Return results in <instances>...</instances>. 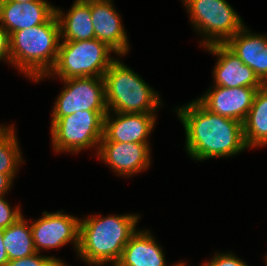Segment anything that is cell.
<instances>
[{"label":"cell","mask_w":267,"mask_h":266,"mask_svg":"<svg viewBox=\"0 0 267 266\" xmlns=\"http://www.w3.org/2000/svg\"><path fill=\"white\" fill-rule=\"evenodd\" d=\"M185 131L186 153L196 161L229 158L247 146L243 123L207 110L197 99L175 109Z\"/></svg>","instance_id":"6da1fadb"},{"label":"cell","mask_w":267,"mask_h":266,"mask_svg":"<svg viewBox=\"0 0 267 266\" xmlns=\"http://www.w3.org/2000/svg\"><path fill=\"white\" fill-rule=\"evenodd\" d=\"M139 214L89 215L80 218L77 257L87 265L115 266L138 230Z\"/></svg>","instance_id":"7a4b0ae2"},{"label":"cell","mask_w":267,"mask_h":266,"mask_svg":"<svg viewBox=\"0 0 267 266\" xmlns=\"http://www.w3.org/2000/svg\"><path fill=\"white\" fill-rule=\"evenodd\" d=\"M7 64L34 82L54 67L61 42L54 13L45 23L13 32L9 37Z\"/></svg>","instance_id":"3957f363"},{"label":"cell","mask_w":267,"mask_h":266,"mask_svg":"<svg viewBox=\"0 0 267 266\" xmlns=\"http://www.w3.org/2000/svg\"><path fill=\"white\" fill-rule=\"evenodd\" d=\"M103 79L108 112L157 113L163 105L160 94L119 59L110 65Z\"/></svg>","instance_id":"277c9868"},{"label":"cell","mask_w":267,"mask_h":266,"mask_svg":"<svg viewBox=\"0 0 267 266\" xmlns=\"http://www.w3.org/2000/svg\"><path fill=\"white\" fill-rule=\"evenodd\" d=\"M115 51L98 39L69 41L61 40L56 63L48 75L37 79L59 78L60 80L80 77H103L117 59Z\"/></svg>","instance_id":"5b68a950"},{"label":"cell","mask_w":267,"mask_h":266,"mask_svg":"<svg viewBox=\"0 0 267 266\" xmlns=\"http://www.w3.org/2000/svg\"><path fill=\"white\" fill-rule=\"evenodd\" d=\"M190 23L201 34L200 45L225 44L245 25L227 0H182ZM202 42V43H201Z\"/></svg>","instance_id":"8992f818"},{"label":"cell","mask_w":267,"mask_h":266,"mask_svg":"<svg viewBox=\"0 0 267 266\" xmlns=\"http://www.w3.org/2000/svg\"><path fill=\"white\" fill-rule=\"evenodd\" d=\"M107 112L78 111L62 118H51V145L55 153L78 154L96 148L97 154Z\"/></svg>","instance_id":"52a82bcc"},{"label":"cell","mask_w":267,"mask_h":266,"mask_svg":"<svg viewBox=\"0 0 267 266\" xmlns=\"http://www.w3.org/2000/svg\"><path fill=\"white\" fill-rule=\"evenodd\" d=\"M51 118H62L78 111H108L103 77H80L61 80Z\"/></svg>","instance_id":"ba28073f"},{"label":"cell","mask_w":267,"mask_h":266,"mask_svg":"<svg viewBox=\"0 0 267 266\" xmlns=\"http://www.w3.org/2000/svg\"><path fill=\"white\" fill-rule=\"evenodd\" d=\"M62 211H44L38 220H31L33 222L30 227L36 252L41 253L43 249H58L72 243L77 253L80 218Z\"/></svg>","instance_id":"9c48e42d"},{"label":"cell","mask_w":267,"mask_h":266,"mask_svg":"<svg viewBox=\"0 0 267 266\" xmlns=\"http://www.w3.org/2000/svg\"><path fill=\"white\" fill-rule=\"evenodd\" d=\"M150 150V143L100 141L96 155L116 175L129 178L149 168L152 162Z\"/></svg>","instance_id":"30bf717a"},{"label":"cell","mask_w":267,"mask_h":266,"mask_svg":"<svg viewBox=\"0 0 267 266\" xmlns=\"http://www.w3.org/2000/svg\"><path fill=\"white\" fill-rule=\"evenodd\" d=\"M156 119V113L107 112L101 141L150 143L148 137L156 127Z\"/></svg>","instance_id":"8fae6325"},{"label":"cell","mask_w":267,"mask_h":266,"mask_svg":"<svg viewBox=\"0 0 267 266\" xmlns=\"http://www.w3.org/2000/svg\"><path fill=\"white\" fill-rule=\"evenodd\" d=\"M205 50L217 56L212 71L213 86L261 88L265 85L225 44L209 45Z\"/></svg>","instance_id":"7c38bea8"},{"label":"cell","mask_w":267,"mask_h":266,"mask_svg":"<svg viewBox=\"0 0 267 266\" xmlns=\"http://www.w3.org/2000/svg\"><path fill=\"white\" fill-rule=\"evenodd\" d=\"M260 88L212 86L198 101L210 112L243 123Z\"/></svg>","instance_id":"4fadbf2b"},{"label":"cell","mask_w":267,"mask_h":266,"mask_svg":"<svg viewBox=\"0 0 267 266\" xmlns=\"http://www.w3.org/2000/svg\"><path fill=\"white\" fill-rule=\"evenodd\" d=\"M113 0H90V14L95 38L112 48L117 56H125L130 51L128 35L122 17L112 3Z\"/></svg>","instance_id":"5bb4252c"},{"label":"cell","mask_w":267,"mask_h":266,"mask_svg":"<svg viewBox=\"0 0 267 266\" xmlns=\"http://www.w3.org/2000/svg\"><path fill=\"white\" fill-rule=\"evenodd\" d=\"M55 7L47 0H35L27 3L1 0L0 26L9 37L18 30L45 23L55 13Z\"/></svg>","instance_id":"9a60e30c"},{"label":"cell","mask_w":267,"mask_h":266,"mask_svg":"<svg viewBox=\"0 0 267 266\" xmlns=\"http://www.w3.org/2000/svg\"><path fill=\"white\" fill-rule=\"evenodd\" d=\"M179 261L167 265L163 247L152 236L150 230H137L125 245L115 266H181Z\"/></svg>","instance_id":"2e32d148"},{"label":"cell","mask_w":267,"mask_h":266,"mask_svg":"<svg viewBox=\"0 0 267 266\" xmlns=\"http://www.w3.org/2000/svg\"><path fill=\"white\" fill-rule=\"evenodd\" d=\"M62 40L82 41L95 39L90 0H75L67 13L55 7Z\"/></svg>","instance_id":"e0dca14e"},{"label":"cell","mask_w":267,"mask_h":266,"mask_svg":"<svg viewBox=\"0 0 267 266\" xmlns=\"http://www.w3.org/2000/svg\"><path fill=\"white\" fill-rule=\"evenodd\" d=\"M243 136L248 149L267 146V85L256 92L243 122Z\"/></svg>","instance_id":"ac0fdd59"},{"label":"cell","mask_w":267,"mask_h":266,"mask_svg":"<svg viewBox=\"0 0 267 266\" xmlns=\"http://www.w3.org/2000/svg\"><path fill=\"white\" fill-rule=\"evenodd\" d=\"M24 216L3 231V242L9 261L36 253L30 224Z\"/></svg>","instance_id":"d6986e66"},{"label":"cell","mask_w":267,"mask_h":266,"mask_svg":"<svg viewBox=\"0 0 267 266\" xmlns=\"http://www.w3.org/2000/svg\"><path fill=\"white\" fill-rule=\"evenodd\" d=\"M225 45L255 72V57L267 45V34L253 33L244 26Z\"/></svg>","instance_id":"ffe728a7"},{"label":"cell","mask_w":267,"mask_h":266,"mask_svg":"<svg viewBox=\"0 0 267 266\" xmlns=\"http://www.w3.org/2000/svg\"><path fill=\"white\" fill-rule=\"evenodd\" d=\"M14 125L0 137V173L9 175L13 180L24 163Z\"/></svg>","instance_id":"44dd1931"},{"label":"cell","mask_w":267,"mask_h":266,"mask_svg":"<svg viewBox=\"0 0 267 266\" xmlns=\"http://www.w3.org/2000/svg\"><path fill=\"white\" fill-rule=\"evenodd\" d=\"M5 196H0V228H7L14 224L23 216L21 207L10 206V203L5 199Z\"/></svg>","instance_id":"7402d4cb"},{"label":"cell","mask_w":267,"mask_h":266,"mask_svg":"<svg viewBox=\"0 0 267 266\" xmlns=\"http://www.w3.org/2000/svg\"><path fill=\"white\" fill-rule=\"evenodd\" d=\"M199 266H249L245 261L234 255L232 252H215L209 261H204Z\"/></svg>","instance_id":"603a6c76"},{"label":"cell","mask_w":267,"mask_h":266,"mask_svg":"<svg viewBox=\"0 0 267 266\" xmlns=\"http://www.w3.org/2000/svg\"><path fill=\"white\" fill-rule=\"evenodd\" d=\"M50 257L36 252L28 257L9 261L5 266H43Z\"/></svg>","instance_id":"cb8c5ba5"},{"label":"cell","mask_w":267,"mask_h":266,"mask_svg":"<svg viewBox=\"0 0 267 266\" xmlns=\"http://www.w3.org/2000/svg\"><path fill=\"white\" fill-rule=\"evenodd\" d=\"M255 73L258 78L267 84V45L264 50L257 53L255 57Z\"/></svg>","instance_id":"d4e9b609"},{"label":"cell","mask_w":267,"mask_h":266,"mask_svg":"<svg viewBox=\"0 0 267 266\" xmlns=\"http://www.w3.org/2000/svg\"><path fill=\"white\" fill-rule=\"evenodd\" d=\"M9 38L6 31L0 26V60L6 61L8 56Z\"/></svg>","instance_id":"484cf974"},{"label":"cell","mask_w":267,"mask_h":266,"mask_svg":"<svg viewBox=\"0 0 267 266\" xmlns=\"http://www.w3.org/2000/svg\"><path fill=\"white\" fill-rule=\"evenodd\" d=\"M11 185H13V179L9 175L0 173V196L7 195L12 188Z\"/></svg>","instance_id":"4316f807"},{"label":"cell","mask_w":267,"mask_h":266,"mask_svg":"<svg viewBox=\"0 0 267 266\" xmlns=\"http://www.w3.org/2000/svg\"><path fill=\"white\" fill-rule=\"evenodd\" d=\"M3 228H0V266H5L9 262L8 255L3 242Z\"/></svg>","instance_id":"83f0119b"},{"label":"cell","mask_w":267,"mask_h":266,"mask_svg":"<svg viewBox=\"0 0 267 266\" xmlns=\"http://www.w3.org/2000/svg\"><path fill=\"white\" fill-rule=\"evenodd\" d=\"M43 266H68L62 259L57 257H50Z\"/></svg>","instance_id":"f1b7e54d"},{"label":"cell","mask_w":267,"mask_h":266,"mask_svg":"<svg viewBox=\"0 0 267 266\" xmlns=\"http://www.w3.org/2000/svg\"><path fill=\"white\" fill-rule=\"evenodd\" d=\"M12 125H1L0 124V137L11 127Z\"/></svg>","instance_id":"f546056e"},{"label":"cell","mask_w":267,"mask_h":266,"mask_svg":"<svg viewBox=\"0 0 267 266\" xmlns=\"http://www.w3.org/2000/svg\"><path fill=\"white\" fill-rule=\"evenodd\" d=\"M10 1H17L19 3H27V2L35 1V0H10Z\"/></svg>","instance_id":"4dcf8cb0"},{"label":"cell","mask_w":267,"mask_h":266,"mask_svg":"<svg viewBox=\"0 0 267 266\" xmlns=\"http://www.w3.org/2000/svg\"><path fill=\"white\" fill-rule=\"evenodd\" d=\"M264 259H265V263H266V266H267V254H266Z\"/></svg>","instance_id":"1f68e13d"},{"label":"cell","mask_w":267,"mask_h":266,"mask_svg":"<svg viewBox=\"0 0 267 266\" xmlns=\"http://www.w3.org/2000/svg\"><path fill=\"white\" fill-rule=\"evenodd\" d=\"M186 263H187V262H184L181 266H187Z\"/></svg>","instance_id":"d6a6232c"}]
</instances>
